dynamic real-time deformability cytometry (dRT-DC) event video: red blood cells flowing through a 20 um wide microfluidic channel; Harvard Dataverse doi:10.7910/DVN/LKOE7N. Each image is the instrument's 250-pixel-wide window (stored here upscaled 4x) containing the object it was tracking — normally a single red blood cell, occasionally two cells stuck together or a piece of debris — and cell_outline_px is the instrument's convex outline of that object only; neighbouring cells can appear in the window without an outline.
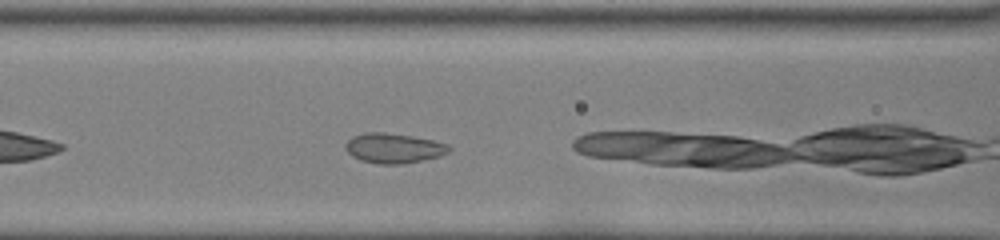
{"species": "common noctule bat (a hibernating species)", "species_latin": "Nyctalus noctula", "temperature_condition": "room temperature", "stored_images_in_passage": 11, "camera_frame_rate_fps": 3000, "um_per_image_px": 0.085, "animal": {"sex": "female", "body_mass_g": 22.0, "forearm_length_mm": 56.7}, "frame": {"image": 1, "passage_image": 4, "time_ms": 1.0, "image_size_px": [1000, 240], "cell_outline_px": [[452, 148], [448, 152], [440, 156], [404, 164], [380, 164], [360, 160], [352, 156], [344, 148], [344, 144], [352, 136], [364, 132], [384, 132], [412, 136], [432, 140], [448, 144]], "centroid_in_image_um": [33.44, 12.59], "position_along_channel_um": 133.2, "area_um2": 18.15}}
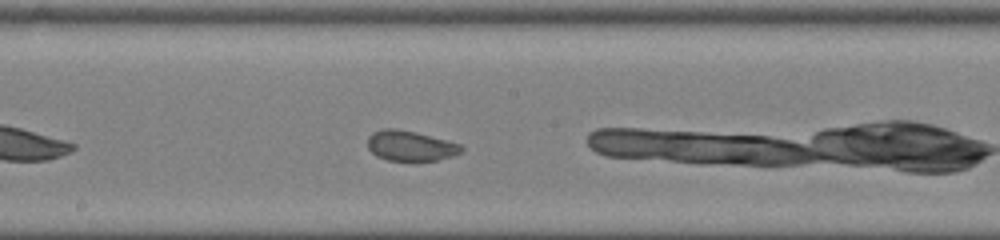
{"frame": {"image": 2, "passage_image": 10, "time_ms": 3.0, "image_size_px": [1000, 240], "cell_outline_px": [[464, 148], [460, 152], [452, 156], [436, 160], [388, 160], [376, 156], [368, 148], [368, 136], [372, 132], [384, 128], [396, 128], [460, 144]], "centroid_in_image_um": [34.83, 12.39], "position_along_channel_um": 213.4, "area_um2": 16.13}}